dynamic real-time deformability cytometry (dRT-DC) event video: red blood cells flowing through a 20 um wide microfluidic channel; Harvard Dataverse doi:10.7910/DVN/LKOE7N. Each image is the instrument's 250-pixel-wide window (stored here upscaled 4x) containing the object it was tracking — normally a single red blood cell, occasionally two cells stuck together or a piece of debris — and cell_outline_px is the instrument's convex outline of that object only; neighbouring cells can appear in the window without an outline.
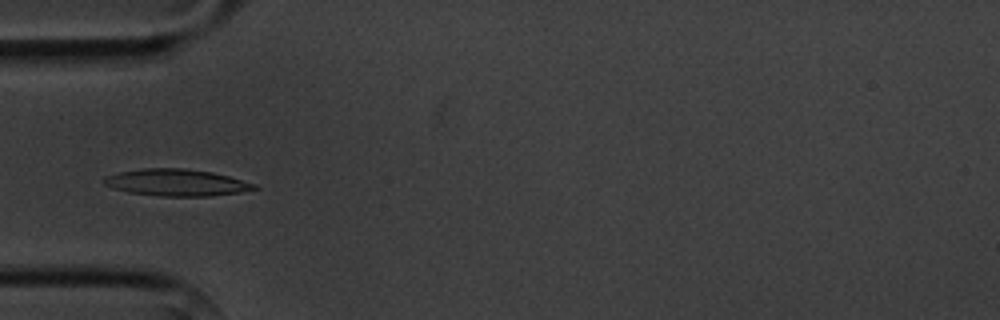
{"species": "common noctule bat (a hibernating species)", "species_latin": "Nyctalus noctula", "temperature_condition": "cold", "stored_images_in_passage": 6, "camera_frame_rate_fps": 3000, "um_per_image_px": 0.085, "animal": {"sex": "male", "body_mass_g": 20.1, "forearm_length_mm": 53.5}, "frame": {"image": 1, "passage_image": 5, "time_ms": 5.333, "image_size_px": [1000, 320], "cell_outline_px": [[260, 188], [240, 192], [208, 196], [160, 196], [128, 192], [104, 184], [100, 180], [104, 176], [120, 172], [144, 168], [184, 168], [212, 172], [228, 176], [256, 184]], "centroid_in_image_um": [14.99, 15.51], "position_along_channel_um": 70.0, "area_um2": 23.41}}
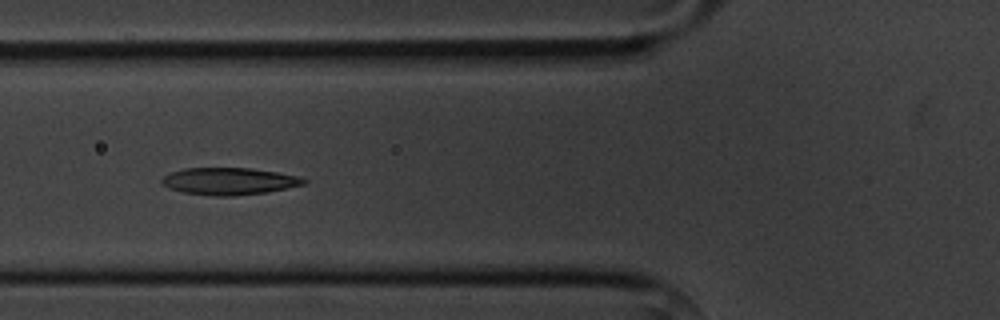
{"frame": {"image": 2, "passage_image": 6, "time_ms": 6.333, "image_size_px": [1000, 320], "cell_outline_px": [[308, 180], [304, 184], [264, 192], [232, 196], [212, 196], [184, 192], [172, 188], [164, 184], [160, 180], [164, 176], [172, 172], [184, 168], [252, 168], [300, 176]], "centroid_in_image_um": [19.49, 15.39], "position_along_channel_um": 106.3, "area_um2": 22.08}}